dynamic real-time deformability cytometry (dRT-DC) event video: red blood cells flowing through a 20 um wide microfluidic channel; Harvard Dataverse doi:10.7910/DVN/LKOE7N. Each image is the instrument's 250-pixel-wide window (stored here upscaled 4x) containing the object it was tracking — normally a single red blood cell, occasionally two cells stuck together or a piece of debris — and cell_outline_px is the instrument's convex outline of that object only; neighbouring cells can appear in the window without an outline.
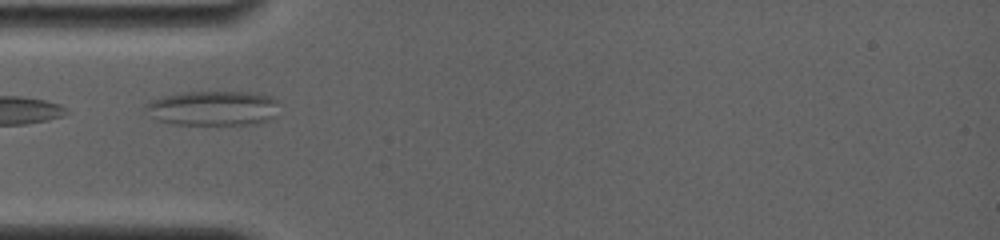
{"species": "common noctule bat (a hibernating species)", "species_latin": "Nyctalus noctula", "temperature_condition": "room temperature", "stored_images_in_passage": 35, "camera_frame_rate_fps": 4000, "um_per_image_px": 0.085, "animal": {"sex": "female", "body_mass_g": 19.0, "forearm_length_mm": 56.7}, "frame": {"image": 1, "passage_image": 2, "time_ms": 0.5, "image_size_px": [1000, 240], "cell_outline_px": [[280, 100], [272, 116], [268, 120], [260, 124], [176, 124], [156, 120], [144, 108], [144, 104], [152, 100], [164, 96], [184, 92], [248, 92], [272, 96]], "centroid_in_image_um": [18.11, 9.19], "position_along_channel_um": 66.9, "area_um2": 26.99}}
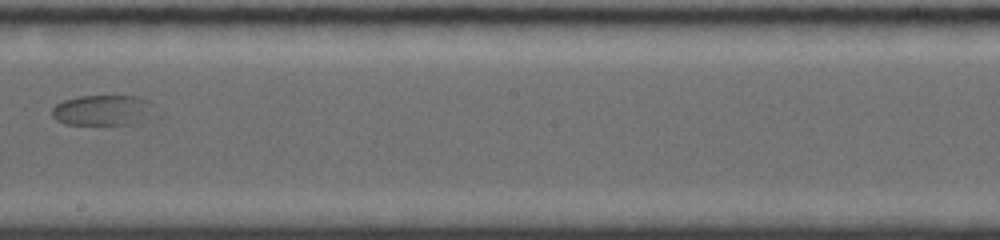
{"frame": {"image": 2, "passage_image": 13, "time_ms": 5.25, "image_size_px": [1000, 240], "cell_outline_px": [[164, 116], [132, 124], [64, 124], [56, 120], [52, 116], [52, 108], [56, 104], [64, 100], [76, 96], [140, 96], [156, 104]], "centroid_in_image_um": [8.96, 9.37], "position_along_channel_um": 239.2, "area_um2": 19.36}}
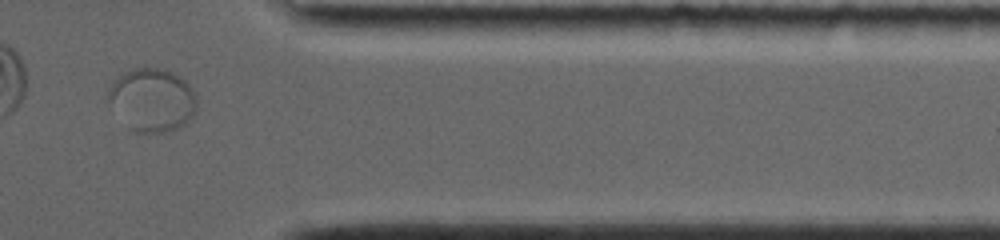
{"frame": {"image": 3, "passage_image": 24, "time_ms": 9.75, "image_size_px": [1000, 240], "cell_outline_px": [[196, 112], [188, 120], [172, 128], [160, 132], [136, 132], [128, 128], [108, 100], [108, 88], [112, 80], [120, 72], [132, 68], [160, 68], [172, 72], [180, 76], [192, 88], [196, 96]], "centroid_in_image_um": [12.89, 8.44], "position_along_channel_um": 398.5, "area_um2": 32.43}}